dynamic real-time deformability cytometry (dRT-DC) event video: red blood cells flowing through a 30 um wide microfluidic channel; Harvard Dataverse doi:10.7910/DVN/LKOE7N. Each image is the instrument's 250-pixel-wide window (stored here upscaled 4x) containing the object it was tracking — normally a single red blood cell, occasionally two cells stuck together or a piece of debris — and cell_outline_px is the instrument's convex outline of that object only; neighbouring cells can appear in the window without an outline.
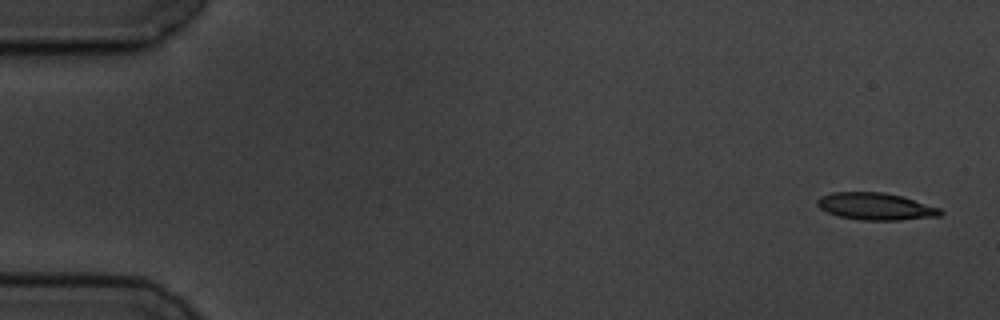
{"species": "common noctule bat (a hibernating species)", "species_latin": "Nyctalus noctula", "temperature_condition": "cold", "stored_images_in_passage": 6, "camera_frame_rate_fps": 3000, "um_per_image_px": 0.085, "animal": {"sex": "male", "body_mass_g": 19.5, "forearm_length_mm": 54.6}, "frame": {"image": 1, "passage_image": 1, "time_ms": 0.0, "image_size_px": [1000, 320], "cell_outline_px": [[944, 212], [940, 216], [900, 220], [860, 220], [840, 216], [828, 212], [820, 208], [816, 204], [816, 200], [820, 196], [832, 192], [884, 192], [900, 196], [940, 208]], "centroid_in_image_um": [74.41, 17.54], "position_along_channel_um": 10.6, "area_um2": 19.36}}
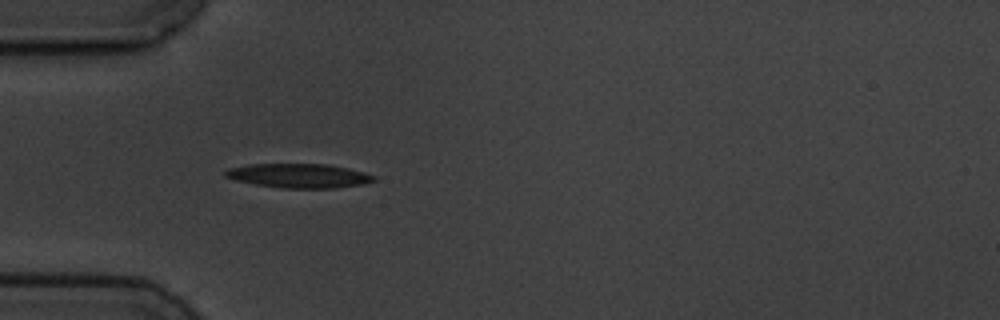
{"frame": {"image": 2, "passage_image": 5, "time_ms": 5.0, "image_size_px": [1000, 320], "cell_outline_px": [[376, 180], [360, 184], [332, 188], [284, 188], [256, 184], [236, 180], [224, 176], [224, 172], [228, 168], [248, 164], [328, 164], [348, 168], [364, 172], [376, 176]], "centroid_in_image_um": [25.39, 14.92], "position_along_channel_um": 59.6, "area_um2": 20.81}}
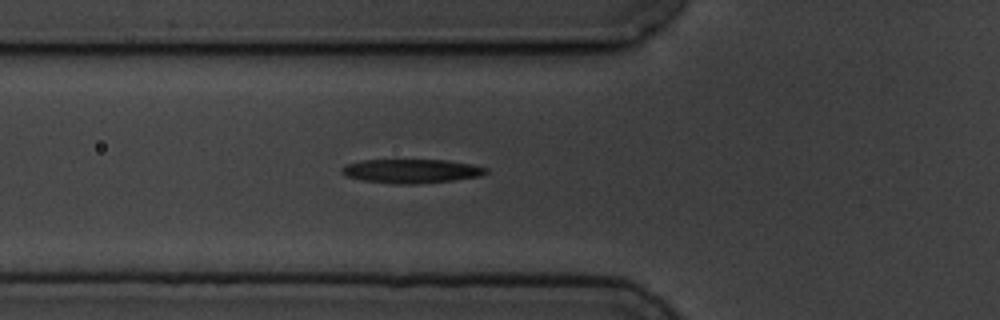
{"frame": {"image": 3, "passage_image": 6, "time_ms": 6.0, "image_size_px": [1000, 320], "cell_outline_px": [[488, 172], [480, 176], [456, 180], [416, 184], [396, 184], [360, 180], [348, 176], [340, 172], [340, 168], [348, 164], [360, 160], [448, 160], [472, 164], [488, 168]], "centroid_in_image_um": [34.98, 14.54], "position_along_channel_um": 90.8, "area_um2": 20.29}}